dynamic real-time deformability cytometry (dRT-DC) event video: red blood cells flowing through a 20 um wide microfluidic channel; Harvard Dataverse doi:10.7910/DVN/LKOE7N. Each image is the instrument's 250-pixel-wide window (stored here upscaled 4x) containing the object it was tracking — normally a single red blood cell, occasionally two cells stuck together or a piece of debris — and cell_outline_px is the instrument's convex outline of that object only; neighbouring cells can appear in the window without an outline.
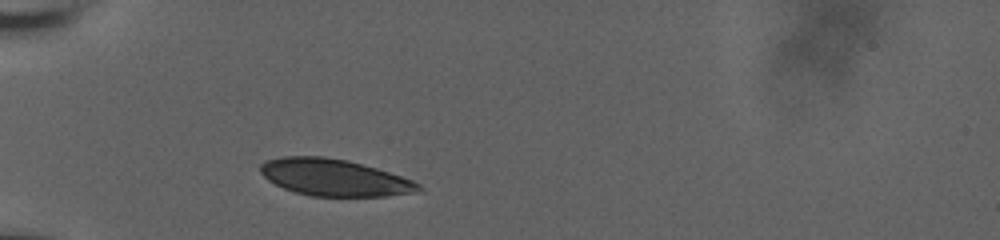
{"species": "human", "species_latin": "Homo sapiens", "temperature_condition": "room temperature", "stored_images_in_passage": 31, "camera_frame_rate_fps": 3000, "um_per_image_px": 0.085, "donor": {"sex": "male"}, "frame": {"image": 1, "passage_image": 1, "time_ms": 0.0, "image_size_px": [1000, 240], "cell_outline_px": [[424, 192], [384, 196], [312, 196], [296, 192], [284, 188], [268, 180], [260, 172], [260, 164], [264, 160], [280, 156], [324, 156], [348, 160], [376, 168], [412, 180], [420, 184], [424, 188]], "centroid_in_image_um": [28.43, 15.08], "position_along_channel_um": 56.6, "area_um2": 34.1}}
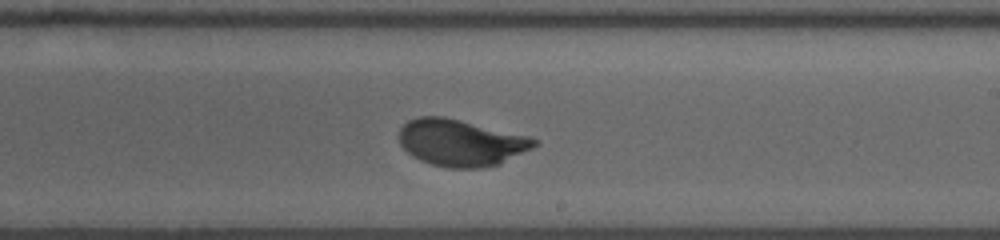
{"frame": {"image": 2, "passage_image": 18, "time_ms": 5.667, "image_size_px": [1000, 240], "cell_outline_px": [[540, 144], [500, 164], [480, 168], [448, 168], [432, 164], [420, 160], [412, 156], [400, 144], [400, 128], [408, 120], [420, 116], [444, 116], [528, 136], [540, 140]], "centroid_in_image_um": [39.19, 12.13], "position_along_channel_um": 249.8, "area_um2": 36.76}}
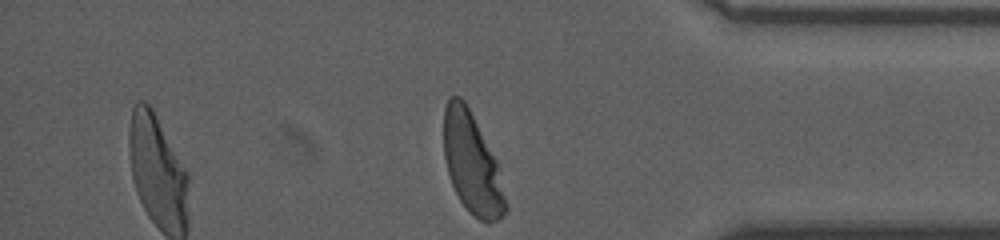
{"frame": {"image": 3, "passage_image": 31, "time_ms": 10.0, "image_size_px": [1000, 240], "cell_outline_px": [[508, 208], [500, 220], [488, 224], [480, 220], [460, 200], [452, 184], [448, 172], [444, 156], [444, 108], [448, 100], [452, 96], [460, 96], [464, 100], [496, 160], [508, 204]], "centroid_in_image_um": [40.14, 13.93], "position_along_channel_um": 395.1, "area_um2": 35.72}, "authors_computed_cell_mechanics": {"area_um2": 36.4718, "velocity_mm_per_s": 3.7173, "shape_relaxation_time_tau1_ms": 3.3807, "shape_relaxation_time_tau2_ms": null, "deformation_change_tau1": 0.166, "deformation_change_tau2": null}}